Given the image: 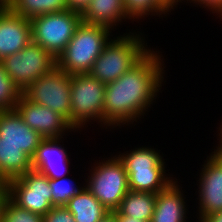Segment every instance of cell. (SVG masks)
Instances as JSON below:
<instances>
[{
    "label": "cell",
    "mask_w": 222,
    "mask_h": 222,
    "mask_svg": "<svg viewBox=\"0 0 222 222\" xmlns=\"http://www.w3.org/2000/svg\"><path fill=\"white\" fill-rule=\"evenodd\" d=\"M8 197L19 207L45 215L53 208L50 179L35 169L9 180Z\"/></svg>",
    "instance_id": "cell-9"
},
{
    "label": "cell",
    "mask_w": 222,
    "mask_h": 222,
    "mask_svg": "<svg viewBox=\"0 0 222 222\" xmlns=\"http://www.w3.org/2000/svg\"><path fill=\"white\" fill-rule=\"evenodd\" d=\"M127 16L132 20L145 19L149 15L155 16L169 14L168 10L158 0H124ZM151 13V14H150Z\"/></svg>",
    "instance_id": "cell-23"
},
{
    "label": "cell",
    "mask_w": 222,
    "mask_h": 222,
    "mask_svg": "<svg viewBox=\"0 0 222 222\" xmlns=\"http://www.w3.org/2000/svg\"><path fill=\"white\" fill-rule=\"evenodd\" d=\"M7 198H8V183L7 181L0 179V219L2 216L3 206Z\"/></svg>",
    "instance_id": "cell-30"
},
{
    "label": "cell",
    "mask_w": 222,
    "mask_h": 222,
    "mask_svg": "<svg viewBox=\"0 0 222 222\" xmlns=\"http://www.w3.org/2000/svg\"><path fill=\"white\" fill-rule=\"evenodd\" d=\"M1 61L9 77L22 92L33 81L57 67V59L32 40L18 53L7 56Z\"/></svg>",
    "instance_id": "cell-8"
},
{
    "label": "cell",
    "mask_w": 222,
    "mask_h": 222,
    "mask_svg": "<svg viewBox=\"0 0 222 222\" xmlns=\"http://www.w3.org/2000/svg\"><path fill=\"white\" fill-rule=\"evenodd\" d=\"M61 138L43 139L32 158L33 169L47 176L58 179L68 176L70 160L65 147L61 146Z\"/></svg>",
    "instance_id": "cell-14"
},
{
    "label": "cell",
    "mask_w": 222,
    "mask_h": 222,
    "mask_svg": "<svg viewBox=\"0 0 222 222\" xmlns=\"http://www.w3.org/2000/svg\"><path fill=\"white\" fill-rule=\"evenodd\" d=\"M156 194L129 190L116 210L120 215L151 222Z\"/></svg>",
    "instance_id": "cell-19"
},
{
    "label": "cell",
    "mask_w": 222,
    "mask_h": 222,
    "mask_svg": "<svg viewBox=\"0 0 222 222\" xmlns=\"http://www.w3.org/2000/svg\"><path fill=\"white\" fill-rule=\"evenodd\" d=\"M112 213L115 215L117 222H146L141 219H135L130 216L120 215L117 211H113Z\"/></svg>",
    "instance_id": "cell-32"
},
{
    "label": "cell",
    "mask_w": 222,
    "mask_h": 222,
    "mask_svg": "<svg viewBox=\"0 0 222 222\" xmlns=\"http://www.w3.org/2000/svg\"><path fill=\"white\" fill-rule=\"evenodd\" d=\"M106 159L94 163L84 186L109 212H113L129 191L128 175L117 155Z\"/></svg>",
    "instance_id": "cell-5"
},
{
    "label": "cell",
    "mask_w": 222,
    "mask_h": 222,
    "mask_svg": "<svg viewBox=\"0 0 222 222\" xmlns=\"http://www.w3.org/2000/svg\"><path fill=\"white\" fill-rule=\"evenodd\" d=\"M15 110L23 121L38 132L43 139L63 138L65 132H73L74 127L61 115L45 106L35 104L21 95Z\"/></svg>",
    "instance_id": "cell-11"
},
{
    "label": "cell",
    "mask_w": 222,
    "mask_h": 222,
    "mask_svg": "<svg viewBox=\"0 0 222 222\" xmlns=\"http://www.w3.org/2000/svg\"><path fill=\"white\" fill-rule=\"evenodd\" d=\"M127 175L129 190L155 194L165 190L176 179L167 174L166 170L127 172Z\"/></svg>",
    "instance_id": "cell-21"
},
{
    "label": "cell",
    "mask_w": 222,
    "mask_h": 222,
    "mask_svg": "<svg viewBox=\"0 0 222 222\" xmlns=\"http://www.w3.org/2000/svg\"><path fill=\"white\" fill-rule=\"evenodd\" d=\"M169 12H171V9H174V7H177L176 5H178L177 3L181 2L183 0H158ZM185 2V0L183 1Z\"/></svg>",
    "instance_id": "cell-33"
},
{
    "label": "cell",
    "mask_w": 222,
    "mask_h": 222,
    "mask_svg": "<svg viewBox=\"0 0 222 222\" xmlns=\"http://www.w3.org/2000/svg\"><path fill=\"white\" fill-rule=\"evenodd\" d=\"M21 95L22 91L9 77L0 61V111L15 110Z\"/></svg>",
    "instance_id": "cell-24"
},
{
    "label": "cell",
    "mask_w": 222,
    "mask_h": 222,
    "mask_svg": "<svg viewBox=\"0 0 222 222\" xmlns=\"http://www.w3.org/2000/svg\"><path fill=\"white\" fill-rule=\"evenodd\" d=\"M67 7L69 10L77 11L82 13L89 5L91 0H66Z\"/></svg>",
    "instance_id": "cell-29"
},
{
    "label": "cell",
    "mask_w": 222,
    "mask_h": 222,
    "mask_svg": "<svg viewBox=\"0 0 222 222\" xmlns=\"http://www.w3.org/2000/svg\"><path fill=\"white\" fill-rule=\"evenodd\" d=\"M0 222H43V215L19 207L8 197L2 209Z\"/></svg>",
    "instance_id": "cell-25"
},
{
    "label": "cell",
    "mask_w": 222,
    "mask_h": 222,
    "mask_svg": "<svg viewBox=\"0 0 222 222\" xmlns=\"http://www.w3.org/2000/svg\"><path fill=\"white\" fill-rule=\"evenodd\" d=\"M106 84L89 73L71 75V125L81 130L88 122L104 126ZM92 120V121H91Z\"/></svg>",
    "instance_id": "cell-4"
},
{
    "label": "cell",
    "mask_w": 222,
    "mask_h": 222,
    "mask_svg": "<svg viewBox=\"0 0 222 222\" xmlns=\"http://www.w3.org/2000/svg\"><path fill=\"white\" fill-rule=\"evenodd\" d=\"M200 222H222V211L205 216Z\"/></svg>",
    "instance_id": "cell-31"
},
{
    "label": "cell",
    "mask_w": 222,
    "mask_h": 222,
    "mask_svg": "<svg viewBox=\"0 0 222 222\" xmlns=\"http://www.w3.org/2000/svg\"><path fill=\"white\" fill-rule=\"evenodd\" d=\"M6 5L14 13L27 19L68 9L66 0H8Z\"/></svg>",
    "instance_id": "cell-22"
},
{
    "label": "cell",
    "mask_w": 222,
    "mask_h": 222,
    "mask_svg": "<svg viewBox=\"0 0 222 222\" xmlns=\"http://www.w3.org/2000/svg\"><path fill=\"white\" fill-rule=\"evenodd\" d=\"M99 222H117L115 215L110 212L107 214L103 219H101Z\"/></svg>",
    "instance_id": "cell-35"
},
{
    "label": "cell",
    "mask_w": 222,
    "mask_h": 222,
    "mask_svg": "<svg viewBox=\"0 0 222 222\" xmlns=\"http://www.w3.org/2000/svg\"><path fill=\"white\" fill-rule=\"evenodd\" d=\"M204 162L198 178V222L209 214L222 211V154L212 151Z\"/></svg>",
    "instance_id": "cell-10"
},
{
    "label": "cell",
    "mask_w": 222,
    "mask_h": 222,
    "mask_svg": "<svg viewBox=\"0 0 222 222\" xmlns=\"http://www.w3.org/2000/svg\"><path fill=\"white\" fill-rule=\"evenodd\" d=\"M43 222H75L73 215L67 210L65 206H53L43 216Z\"/></svg>",
    "instance_id": "cell-27"
},
{
    "label": "cell",
    "mask_w": 222,
    "mask_h": 222,
    "mask_svg": "<svg viewBox=\"0 0 222 222\" xmlns=\"http://www.w3.org/2000/svg\"><path fill=\"white\" fill-rule=\"evenodd\" d=\"M220 127H218L219 129H218V131H220L219 133H218V140H219V145H218V147H215V148H217V149H214V152H217V153H220V154H222V121H221V123H220V125H219Z\"/></svg>",
    "instance_id": "cell-34"
},
{
    "label": "cell",
    "mask_w": 222,
    "mask_h": 222,
    "mask_svg": "<svg viewBox=\"0 0 222 222\" xmlns=\"http://www.w3.org/2000/svg\"><path fill=\"white\" fill-rule=\"evenodd\" d=\"M0 138L2 144L18 145L33 158L43 137L31 129L16 110L0 111Z\"/></svg>",
    "instance_id": "cell-13"
},
{
    "label": "cell",
    "mask_w": 222,
    "mask_h": 222,
    "mask_svg": "<svg viewBox=\"0 0 222 222\" xmlns=\"http://www.w3.org/2000/svg\"><path fill=\"white\" fill-rule=\"evenodd\" d=\"M32 40L30 19L0 5V61L25 48Z\"/></svg>",
    "instance_id": "cell-12"
},
{
    "label": "cell",
    "mask_w": 222,
    "mask_h": 222,
    "mask_svg": "<svg viewBox=\"0 0 222 222\" xmlns=\"http://www.w3.org/2000/svg\"><path fill=\"white\" fill-rule=\"evenodd\" d=\"M22 94L31 102L54 110L71 124V75L55 67L33 81Z\"/></svg>",
    "instance_id": "cell-7"
},
{
    "label": "cell",
    "mask_w": 222,
    "mask_h": 222,
    "mask_svg": "<svg viewBox=\"0 0 222 222\" xmlns=\"http://www.w3.org/2000/svg\"><path fill=\"white\" fill-rule=\"evenodd\" d=\"M50 188L53 195V206H64L70 198L76 195L83 187L76 186L70 179H50Z\"/></svg>",
    "instance_id": "cell-26"
},
{
    "label": "cell",
    "mask_w": 222,
    "mask_h": 222,
    "mask_svg": "<svg viewBox=\"0 0 222 222\" xmlns=\"http://www.w3.org/2000/svg\"><path fill=\"white\" fill-rule=\"evenodd\" d=\"M112 30L81 22L64 51L57 57V67L70 75L89 73L104 46L113 37Z\"/></svg>",
    "instance_id": "cell-3"
},
{
    "label": "cell",
    "mask_w": 222,
    "mask_h": 222,
    "mask_svg": "<svg viewBox=\"0 0 222 222\" xmlns=\"http://www.w3.org/2000/svg\"><path fill=\"white\" fill-rule=\"evenodd\" d=\"M82 22L114 30L122 20H131L125 11L124 0H91L81 13Z\"/></svg>",
    "instance_id": "cell-16"
},
{
    "label": "cell",
    "mask_w": 222,
    "mask_h": 222,
    "mask_svg": "<svg viewBox=\"0 0 222 222\" xmlns=\"http://www.w3.org/2000/svg\"><path fill=\"white\" fill-rule=\"evenodd\" d=\"M195 5H199L202 8H207V10L212 13H216L222 19V0H186ZM214 11V12H213Z\"/></svg>",
    "instance_id": "cell-28"
},
{
    "label": "cell",
    "mask_w": 222,
    "mask_h": 222,
    "mask_svg": "<svg viewBox=\"0 0 222 222\" xmlns=\"http://www.w3.org/2000/svg\"><path fill=\"white\" fill-rule=\"evenodd\" d=\"M75 222H99L110 212L84 186L64 205Z\"/></svg>",
    "instance_id": "cell-17"
},
{
    "label": "cell",
    "mask_w": 222,
    "mask_h": 222,
    "mask_svg": "<svg viewBox=\"0 0 222 222\" xmlns=\"http://www.w3.org/2000/svg\"><path fill=\"white\" fill-rule=\"evenodd\" d=\"M181 188V189H180ZM182 187L174 180L165 190L156 194L151 222H186L187 205ZM187 211V212H186Z\"/></svg>",
    "instance_id": "cell-15"
},
{
    "label": "cell",
    "mask_w": 222,
    "mask_h": 222,
    "mask_svg": "<svg viewBox=\"0 0 222 222\" xmlns=\"http://www.w3.org/2000/svg\"><path fill=\"white\" fill-rule=\"evenodd\" d=\"M158 52V53H157ZM159 51L150 50L137 64L114 82L106 84L105 129L133 124L153 105L164 81V61ZM149 107V108H148ZM108 126V127H107Z\"/></svg>",
    "instance_id": "cell-1"
},
{
    "label": "cell",
    "mask_w": 222,
    "mask_h": 222,
    "mask_svg": "<svg viewBox=\"0 0 222 222\" xmlns=\"http://www.w3.org/2000/svg\"><path fill=\"white\" fill-rule=\"evenodd\" d=\"M126 152L117 155L123 162L126 172L166 169L165 159L160 155L158 149L141 146Z\"/></svg>",
    "instance_id": "cell-20"
},
{
    "label": "cell",
    "mask_w": 222,
    "mask_h": 222,
    "mask_svg": "<svg viewBox=\"0 0 222 222\" xmlns=\"http://www.w3.org/2000/svg\"><path fill=\"white\" fill-rule=\"evenodd\" d=\"M144 40L140 31L139 34L135 31L111 38L89 74L104 84L116 81L151 50Z\"/></svg>",
    "instance_id": "cell-2"
},
{
    "label": "cell",
    "mask_w": 222,
    "mask_h": 222,
    "mask_svg": "<svg viewBox=\"0 0 222 222\" xmlns=\"http://www.w3.org/2000/svg\"><path fill=\"white\" fill-rule=\"evenodd\" d=\"M8 0H0V5H6Z\"/></svg>",
    "instance_id": "cell-36"
},
{
    "label": "cell",
    "mask_w": 222,
    "mask_h": 222,
    "mask_svg": "<svg viewBox=\"0 0 222 222\" xmlns=\"http://www.w3.org/2000/svg\"><path fill=\"white\" fill-rule=\"evenodd\" d=\"M31 169L32 159L18 145L2 144L0 138V179L8 182Z\"/></svg>",
    "instance_id": "cell-18"
},
{
    "label": "cell",
    "mask_w": 222,
    "mask_h": 222,
    "mask_svg": "<svg viewBox=\"0 0 222 222\" xmlns=\"http://www.w3.org/2000/svg\"><path fill=\"white\" fill-rule=\"evenodd\" d=\"M30 22L32 41L57 59L72 39L82 17L81 13L67 9L36 16L30 19Z\"/></svg>",
    "instance_id": "cell-6"
}]
</instances>
